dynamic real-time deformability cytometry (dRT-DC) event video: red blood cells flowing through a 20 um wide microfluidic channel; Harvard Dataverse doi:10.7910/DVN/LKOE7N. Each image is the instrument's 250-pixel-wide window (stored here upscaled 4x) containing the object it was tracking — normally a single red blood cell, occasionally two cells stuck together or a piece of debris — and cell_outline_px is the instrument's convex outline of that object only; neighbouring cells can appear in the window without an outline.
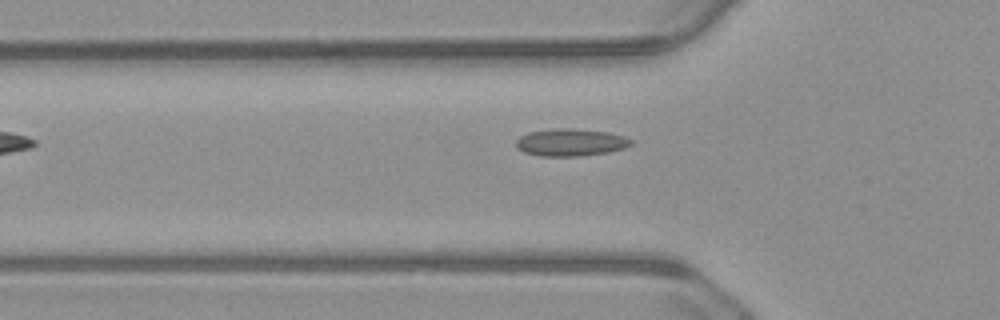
{"species": "common noctule bat (a hibernating species)", "species_latin": "Nyctalus noctula", "temperature_condition": "warm", "stored_images_in_passage": 32, "camera_frame_rate_fps": 3000, "um_per_image_px": 0.085, "animal": {"sex": "male", "body_mass_g": 23.1, "forearm_length_mm": 52.7}, "frame": {"image": 1, "passage_image": 2, "time_ms": 0.333, "image_size_px": [1000, 320], "cell_outline_px": [[632, 144], [624, 148], [608, 152], [580, 156], [540, 156], [524, 152], [516, 144], [516, 140], [520, 136], [528, 132], [552, 128], [576, 128], [608, 132], [624, 136], [632, 140]], "centroid_in_image_um": [48.51, 12.09], "position_along_channel_um": 77.3, "area_um2": 18.38}}
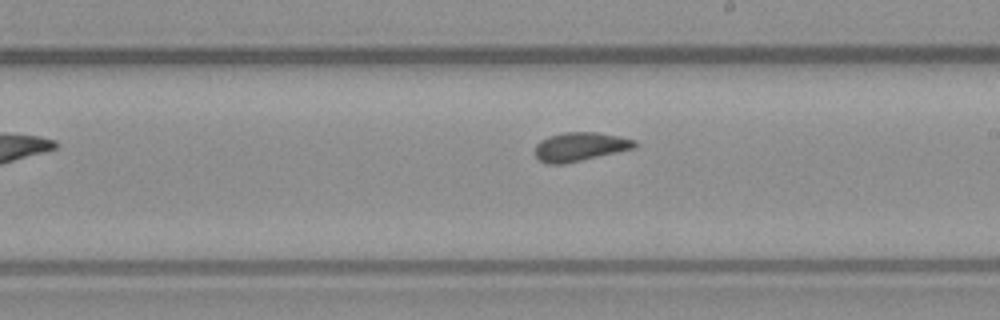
{"frame": {"image": 2, "passage_image": 15, "time_ms": 4.667, "image_size_px": [1000, 320], "cell_outline_px": [[640, 144], [636, 148], [564, 164], [548, 164], [540, 160], [532, 152], [536, 144], [540, 140], [548, 136], [564, 132], [596, 132], [620, 136], [636, 140]], "centroid_in_image_um": [49.31, 12.46], "position_along_channel_um": 239.7, "area_um2": 17.05}}
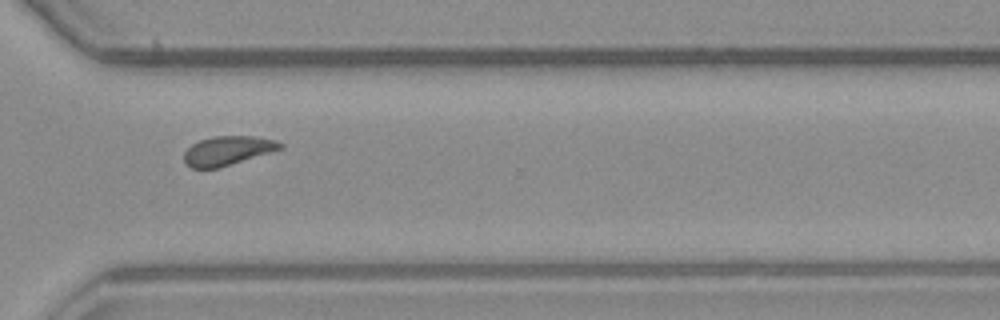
{"frame": {"image": 3, "passage_image": 24, "time_ms": 7.667, "image_size_px": [1000, 320], "cell_outline_px": [[284, 148], [220, 168], [192, 168], [184, 164], [184, 152], [192, 144], [200, 140], [212, 136], [256, 136], [276, 140], [284, 144]], "centroid_in_image_um": [19.36, 12.81], "position_along_channel_um": 351.2, "area_um2": 16.53}, "authors_computed_cell_mechanics": {"area_um2": 16.5019, "velocity_mm_per_s": 3.7272, "shape_relaxation_time_tau1_ms": null, "shape_relaxation_time_tau2_ms": 1.8389, "deformation_change_tau1": null, "deformation_change_tau2": 0.0695}}